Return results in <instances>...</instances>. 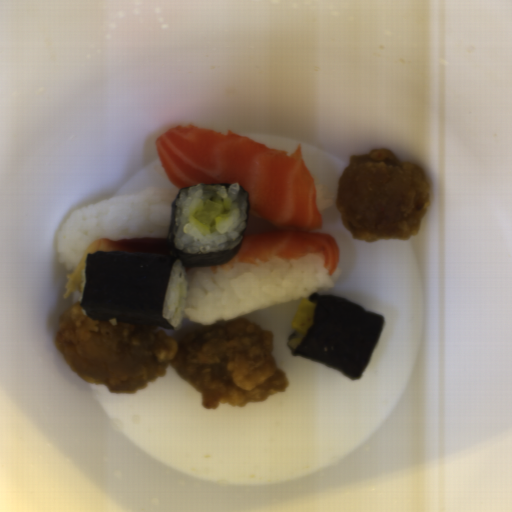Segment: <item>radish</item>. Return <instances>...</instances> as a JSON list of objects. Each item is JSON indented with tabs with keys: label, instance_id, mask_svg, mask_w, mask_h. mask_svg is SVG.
Listing matches in <instances>:
<instances>
[{
	"label": "radish",
	"instance_id": "1",
	"mask_svg": "<svg viewBox=\"0 0 512 512\" xmlns=\"http://www.w3.org/2000/svg\"><path fill=\"white\" fill-rule=\"evenodd\" d=\"M315 305L307 299L300 298L291 322V329L305 334L314 320Z\"/></svg>",
	"mask_w": 512,
	"mask_h": 512
},
{
	"label": "radish",
	"instance_id": "2",
	"mask_svg": "<svg viewBox=\"0 0 512 512\" xmlns=\"http://www.w3.org/2000/svg\"><path fill=\"white\" fill-rule=\"evenodd\" d=\"M224 211V204L207 199L204 204L193 215V219L201 224L210 226Z\"/></svg>",
	"mask_w": 512,
	"mask_h": 512
}]
</instances>
